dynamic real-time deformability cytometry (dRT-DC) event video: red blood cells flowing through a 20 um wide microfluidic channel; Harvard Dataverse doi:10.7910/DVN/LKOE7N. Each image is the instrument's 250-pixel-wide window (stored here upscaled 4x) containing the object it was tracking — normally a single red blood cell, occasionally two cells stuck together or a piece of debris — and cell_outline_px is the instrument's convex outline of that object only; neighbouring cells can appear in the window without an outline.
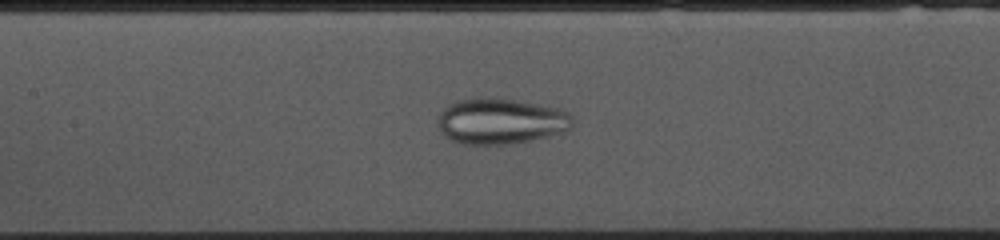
{"species": "common noctule bat (a hibernating species)", "species_latin": "Nyctalus noctula", "temperature_condition": "cold", "stored_images_in_passage": 54, "camera_frame_rate_fps": 3000, "um_per_image_px": 0.085, "animal": {"sex": "female", "body_mass_g": 10.0, "forearm_length_mm": 53.1}, "frame": {"image": 1, "passage_image": 23, "time_ms": 7.333, "image_size_px": [1000, 240], "cell_outline_px": [[572, 124], [568, 132], [528, 140], [504, 144], [464, 144], [452, 140], [440, 128], [440, 112], [448, 104], [460, 100], [512, 100], [560, 108], [568, 112], [572, 116]], "centroid_in_image_um": [42.64, 10.33], "position_along_channel_um": 164.8, "area_um2": 34.8}}
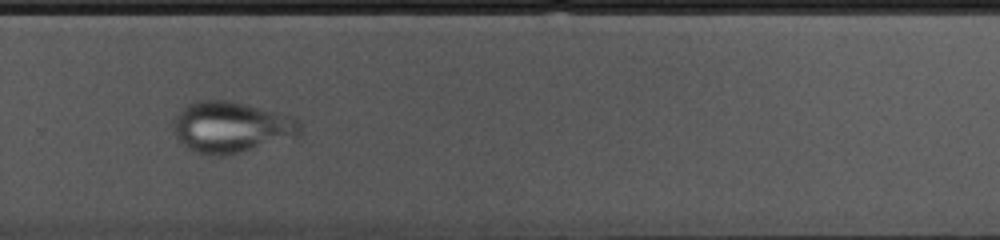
{"frame": {"image": 2, "passage_image": 35, "time_ms": 11.333, "image_size_px": [1000, 240], "cell_outline_px": [[304, 124], [300, 136], [232, 156], [216, 156], [196, 152], [188, 148], [176, 136], [172, 120], [188, 104], [196, 100], [228, 100], [292, 116], [300, 120]], "centroid_in_image_um": [19.72, 10.83], "position_along_channel_um": 310.1, "area_um2": 38.21}}
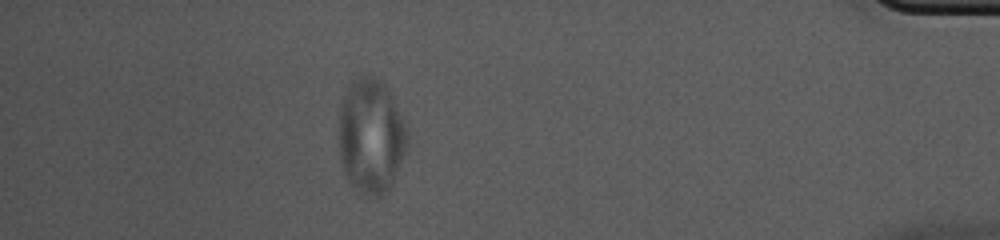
{"frame": {"image": 3, "passage_image": 47, "time_ms": 15.333, "image_size_px": [1000, 240], "cell_outline_px": [[408, 144], [392, 184], [380, 196], [364, 196], [356, 192], [352, 188], [344, 176], [340, 164], [336, 132], [340, 108], [344, 88], [352, 80], [360, 76], [376, 76], [388, 88], [404, 120], [408, 136]], "centroid_in_image_um": [31.46, 11.57], "position_along_channel_um": 403.7, "area_um2": 47.22}}